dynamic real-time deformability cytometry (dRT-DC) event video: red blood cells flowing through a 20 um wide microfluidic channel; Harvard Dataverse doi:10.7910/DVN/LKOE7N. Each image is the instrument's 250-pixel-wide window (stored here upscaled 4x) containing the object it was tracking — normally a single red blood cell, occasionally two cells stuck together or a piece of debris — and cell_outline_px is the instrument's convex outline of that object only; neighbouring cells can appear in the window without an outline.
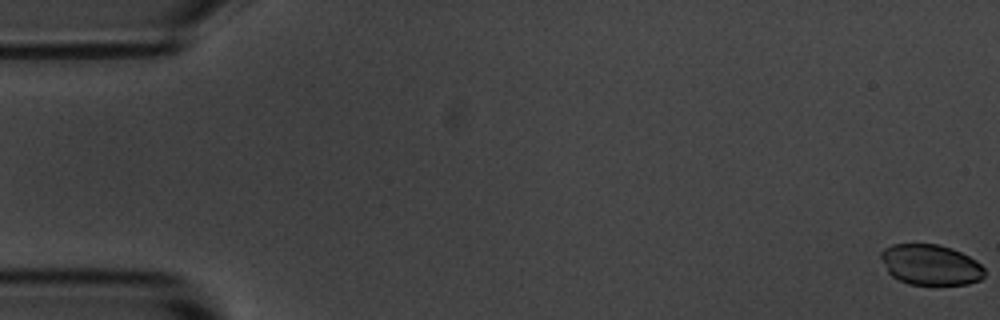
{"species": "common noctule bat (a hibernating species)", "species_latin": "Nyctalus noctula", "temperature_condition": "room temperature", "stored_images_in_passage": 58, "camera_frame_rate_fps": 3000, "um_per_image_px": 0.085, "animal": {"sex": "male", "body_mass_g": 20.1, "forearm_length_mm": 53.5}, "frame": {"image": 1, "passage_image": 1, "time_ms": 0.0, "image_size_px": [1000, 320], "cell_outline_px": [[984, 276], [980, 280], [968, 284], [908, 284], [892, 276], [888, 272], [880, 256], [880, 252], [884, 248], [892, 244], [940, 244], [952, 248], [976, 260], [984, 268]], "centroid_in_image_um": [79.09, 22.49], "position_along_channel_um": 5.9, "area_um2": 24.45}}
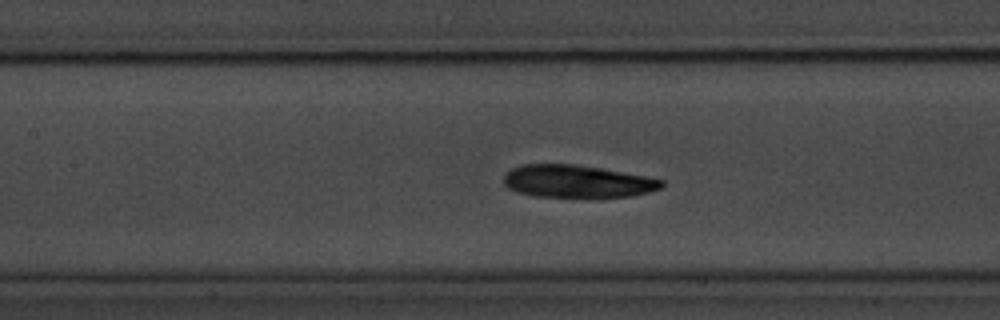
{"frame": {"image": 2, "passage_image": 26, "time_ms": 8.333, "image_size_px": [1000, 320], "cell_outline_px": [[664, 184], [660, 188], [648, 192], [632, 196], [532, 196], [516, 192], [508, 188], [504, 184], [504, 176], [512, 168], [524, 164], [576, 164], [600, 168], [644, 176], [664, 180]], "centroid_in_image_um": [49.02, 15.41], "position_along_channel_um": 158.4, "area_um2": 29.54}}
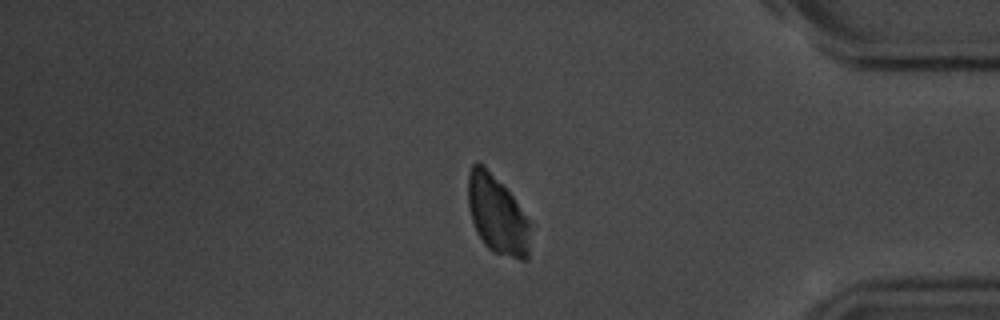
{"frame": {"image": 3, "passage_image": 48, "time_ms": 15.667, "image_size_px": [1000, 320], "cell_outline_px": [[536, 224], [528, 260], [520, 260], [492, 252], [484, 244], [476, 232], [468, 208], [468, 172], [472, 164], [476, 160], [484, 164], [512, 196]], "centroid_in_image_um": [42.35, 18.3], "position_along_channel_um": 392.8, "area_um2": 29.88}, "authors_computed_cell_mechanics": {"area_um2": 29.5936, "velocity_mm_per_s": 3.5734, "shape_relaxation_time_tau1_ms": null, "shape_relaxation_time_tau2_ms": 3.8386, "deformation_change_tau1": null, "deformation_change_tau2": 0.0919}}